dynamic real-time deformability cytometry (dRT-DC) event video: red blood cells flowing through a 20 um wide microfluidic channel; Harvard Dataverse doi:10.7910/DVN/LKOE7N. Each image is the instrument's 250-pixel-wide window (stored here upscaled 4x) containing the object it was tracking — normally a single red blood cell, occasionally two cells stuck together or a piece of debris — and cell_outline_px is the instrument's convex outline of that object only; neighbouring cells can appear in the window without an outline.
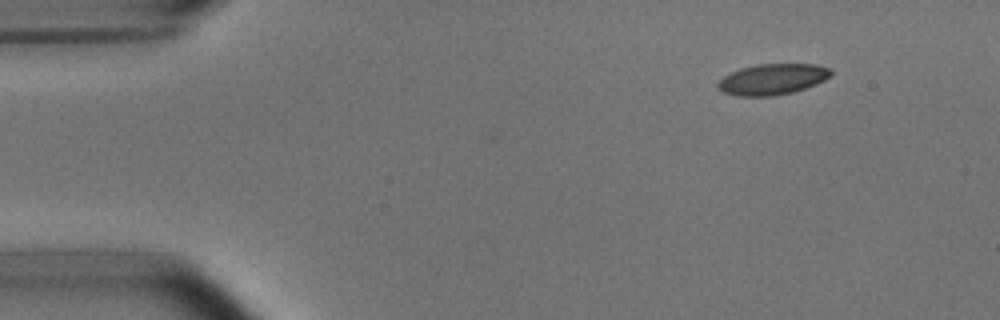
{"species": "common noctule bat (a hibernating species)", "species_latin": "Nyctalus noctula", "temperature_condition": "room temperature", "stored_images_in_passage": 4, "camera_frame_rate_fps": 3000, "um_per_image_px": 0.085, "animal": {"sex": "male", "body_mass_g": 15.6}, "frame": {"image": 1, "passage_image": 4, "time_ms": 3.333, "image_size_px": [1000, 320], "cell_outline_px": [[832, 76], [816, 84], [792, 92], [772, 96], [740, 96], [720, 92], [716, 84], [724, 76], [740, 68], [756, 64], [816, 64], [832, 68]], "centroid_in_image_um": [65.67, 6.73], "position_along_channel_um": 19.3, "area_um2": 20.46}}